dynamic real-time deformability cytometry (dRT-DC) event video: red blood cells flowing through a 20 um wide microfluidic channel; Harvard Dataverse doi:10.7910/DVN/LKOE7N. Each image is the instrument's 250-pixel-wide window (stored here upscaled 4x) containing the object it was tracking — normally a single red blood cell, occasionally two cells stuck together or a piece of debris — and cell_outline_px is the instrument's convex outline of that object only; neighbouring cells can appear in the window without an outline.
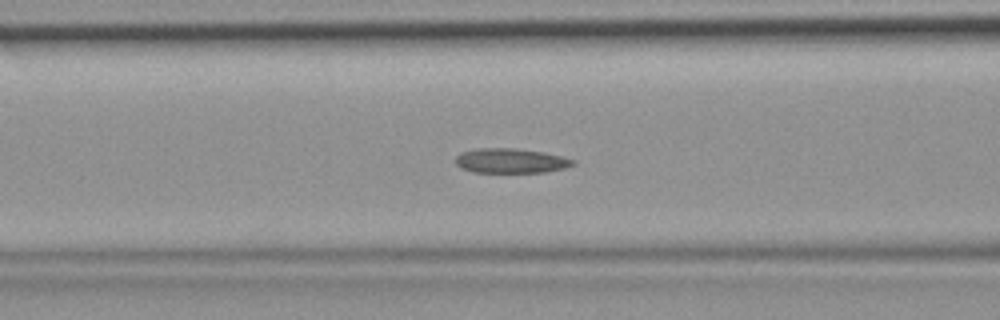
{"species": "common noctule bat (a hibernating species)", "species_latin": "Nyctalus noctula", "temperature_condition": "room temperature", "stored_images_in_passage": 39, "camera_frame_rate_fps": 3000, "um_per_image_px": 0.085, "animal": {"sex": "female", "body_mass_g": 19.9}, "frame": {"image": 1, "passage_image": 12, "time_ms": 3.667, "image_size_px": [1000, 320], "cell_outline_px": [[576, 164], [564, 168], [544, 172], [472, 172], [460, 168], [456, 164], [456, 156], [460, 152], [476, 148], [516, 148], [544, 152], [576, 160]], "centroid_in_image_um": [43.39, 13.66], "position_along_channel_um": 123.2, "area_um2": 16.99}}
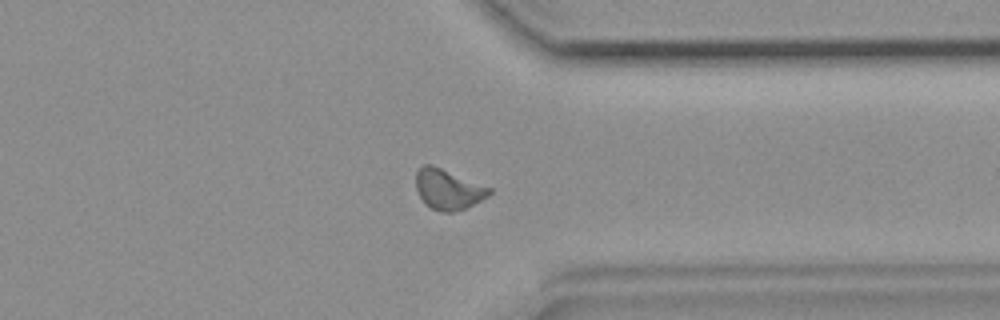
{"frame": {"image": 2, "passage_image": 29, "time_ms": 9.333, "image_size_px": [1000, 320], "cell_outline_px": [[492, 192], [488, 196], [464, 208], [452, 212], [444, 212], [432, 208], [424, 204], [416, 188], [416, 172], [424, 164], [432, 164], [492, 188]], "centroid_in_image_um": [38.08, 16.08], "position_along_channel_um": 373.3, "area_um2": 17.05}}
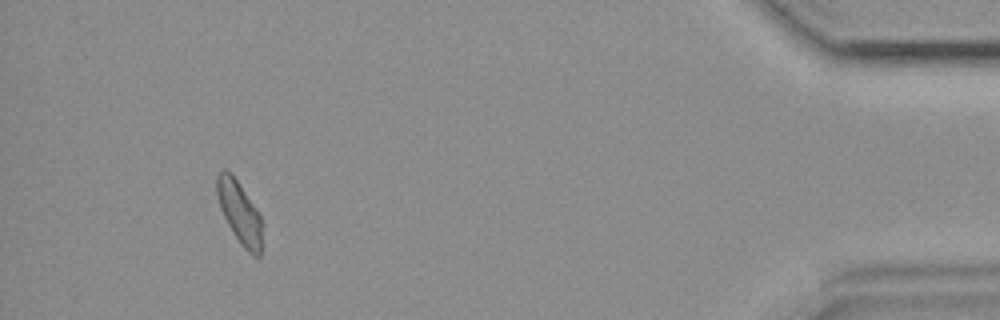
{"frame": {"image": 3, "passage_image": 36, "time_ms": 11.667, "image_size_px": [1000, 320], "cell_outline_px": [[264, 224], [260, 256], [252, 256], [240, 244], [228, 224], [220, 208], [216, 192], [216, 176], [224, 168], [232, 172], [260, 216]], "centroid_in_image_um": [20.37, 18.07], "position_along_channel_um": 414.8, "area_um2": 16.59}}